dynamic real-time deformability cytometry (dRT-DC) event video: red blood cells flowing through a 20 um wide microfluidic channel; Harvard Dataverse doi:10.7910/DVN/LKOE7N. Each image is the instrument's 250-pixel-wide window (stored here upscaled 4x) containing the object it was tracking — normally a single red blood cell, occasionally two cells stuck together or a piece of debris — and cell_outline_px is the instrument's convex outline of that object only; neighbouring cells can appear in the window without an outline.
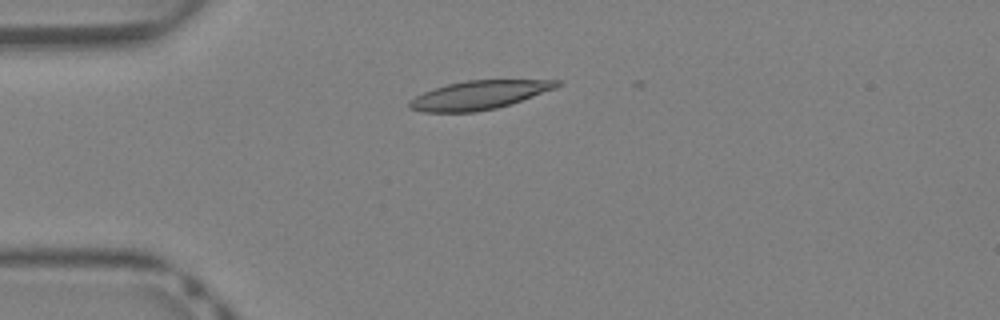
{"species": "Egyptian fruit bat (a non-hibernating species)", "species_latin": "Rousettus aegyptiacus", "temperature_condition": "warm", "stored_images_in_passage": 9, "camera_frame_rate_fps": 3000, "um_per_image_px": 0.085, "animal": {"sex": "female"}, "frame": {"image": 1, "passage_image": 1, "time_ms": 0.0, "image_size_px": [1000, 320], "cell_outline_px": [[564, 80], [556, 88], [512, 104], [496, 108], [476, 112], [424, 112], [408, 108], [408, 100], [424, 92], [448, 84], [464, 80]], "centroid_in_image_um": [40.73, 8.08], "position_along_channel_um": 44.3, "area_um2": 24.68}}
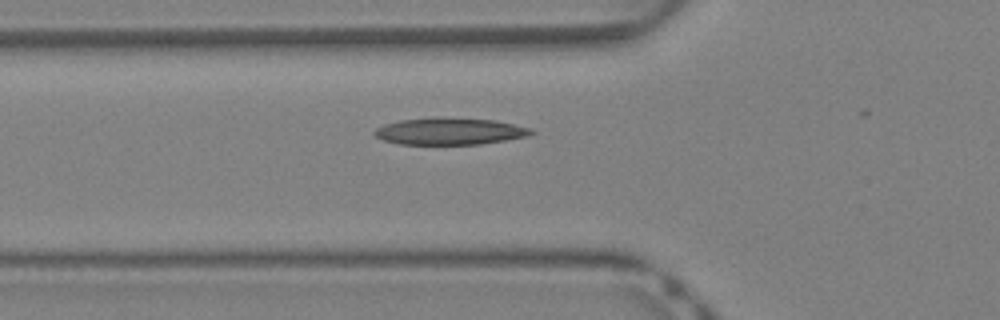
{"frame": {"image": 2, "passage_image": 5, "time_ms": 1.333, "image_size_px": [1000, 320], "cell_outline_px": [[536, 132], [528, 136], [480, 144], [400, 144], [384, 140], [376, 136], [372, 132], [376, 128], [384, 124], [400, 120], [496, 120], [532, 128]], "centroid_in_image_um": [38.26, 11.2], "position_along_channel_um": 87.5, "area_um2": 23.41}}
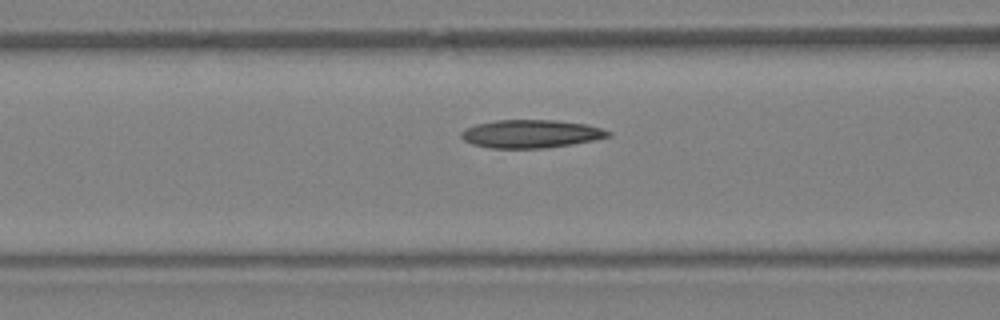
{"frame": {"image": 3, "passage_image": 7, "time_ms": 2.0, "image_size_px": [1000, 320], "cell_outline_px": [[612, 136], [572, 144], [544, 148], [488, 148], [472, 144], [464, 140], [460, 136], [460, 132], [464, 128], [476, 124], [496, 120], [556, 120], [584, 124], [600, 128], [612, 132]], "centroid_in_image_um": [45.09, 11.37], "position_along_channel_um": 121.5, "area_um2": 24.1}}